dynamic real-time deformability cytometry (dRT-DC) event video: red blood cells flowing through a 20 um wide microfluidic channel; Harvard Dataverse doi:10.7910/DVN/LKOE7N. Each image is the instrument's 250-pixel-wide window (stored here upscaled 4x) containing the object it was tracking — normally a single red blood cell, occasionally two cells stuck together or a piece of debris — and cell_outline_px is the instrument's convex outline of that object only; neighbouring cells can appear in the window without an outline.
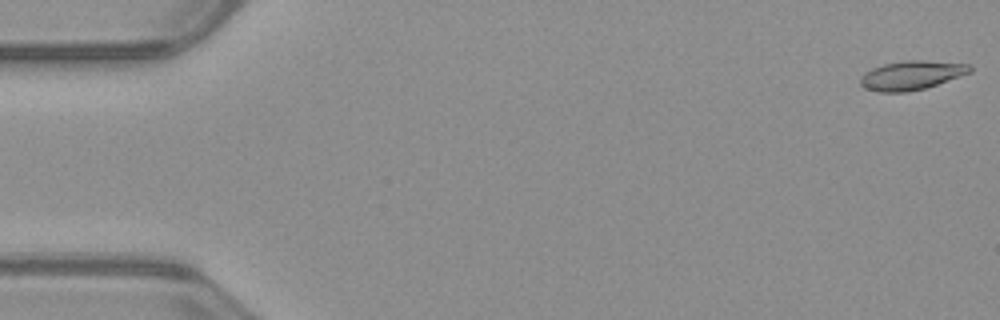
{"species": "common noctule bat (a hibernating species)", "species_latin": "Nyctalus noctula", "temperature_condition": "warm", "stored_images_in_passage": 12, "camera_frame_rate_fps": 3000, "um_per_image_px": 0.085, "animal": {"sex": "male", "body_mass_g": 23.1, "forearm_length_mm": 52.7}, "frame": {"image": 1, "passage_image": 1, "time_ms": 0.0, "image_size_px": [1000, 320], "cell_outline_px": [[972, 72], [924, 88], [908, 92], [876, 92], [864, 88], [860, 84], [860, 76], [864, 72], [872, 68], [884, 64], [904, 60], [924, 60], [968, 64], [972, 68]], "centroid_in_image_um": [77.43, 6.4], "position_along_channel_um": 7.6, "area_um2": 18.55}}